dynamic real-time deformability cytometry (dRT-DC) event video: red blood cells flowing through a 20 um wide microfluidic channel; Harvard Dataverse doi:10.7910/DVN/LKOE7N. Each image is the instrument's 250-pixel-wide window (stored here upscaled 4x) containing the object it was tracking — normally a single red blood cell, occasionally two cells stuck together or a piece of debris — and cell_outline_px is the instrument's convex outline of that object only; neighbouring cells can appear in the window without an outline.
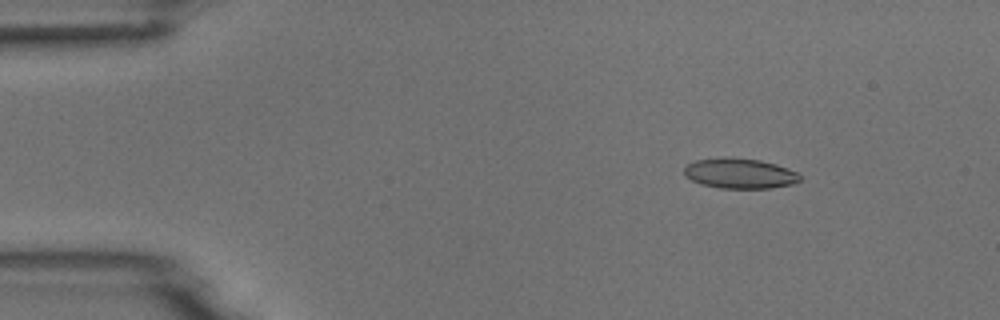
{"species": "common noctule bat (a hibernating species)", "species_latin": "Nyctalus noctula", "temperature_condition": "room temperature", "stored_images_in_passage": 4, "camera_frame_rate_fps": 3000, "um_per_image_px": 0.085, "animal": {"sex": "male", "body_mass_g": 18.8}, "frame": {"image": 1, "passage_image": 2, "time_ms": 1.0, "image_size_px": [1000, 320], "cell_outline_px": [[800, 180], [792, 184], [768, 188], [720, 188], [700, 184], [684, 176], [684, 168], [688, 164], [696, 160], [724, 156], [732, 156], [760, 160], [776, 164], [796, 172], [800, 176]], "centroid_in_image_um": [62.83, 14.72], "position_along_channel_um": 22.2, "area_um2": 20.52}}